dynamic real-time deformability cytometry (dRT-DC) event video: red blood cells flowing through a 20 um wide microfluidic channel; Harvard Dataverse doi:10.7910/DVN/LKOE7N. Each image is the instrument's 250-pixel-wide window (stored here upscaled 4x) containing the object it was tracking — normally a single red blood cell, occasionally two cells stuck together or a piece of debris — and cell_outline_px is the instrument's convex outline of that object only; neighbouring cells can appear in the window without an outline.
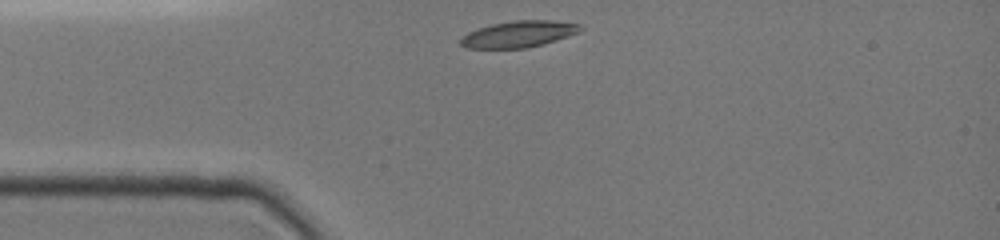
{"species": "common noctule bat (a hibernating species)", "species_latin": "Nyctalus noctula", "temperature_condition": "cold", "stored_images_in_passage": 30, "camera_frame_rate_fps": 3000, "um_per_image_px": 0.085, "animal": {"sex": "female", "body_mass_g": 19.0, "forearm_length_mm": 51.5}, "frame": {"image": 1, "passage_image": 1, "time_ms": 0.0, "image_size_px": [1000, 240], "cell_outline_px": [[584, 28], [580, 32], [544, 44], [528, 48], [468, 48], [460, 44], [460, 40], [468, 32], [492, 24], [516, 20], [552, 20], [580, 24]], "centroid_in_image_um": [44.14, 2.9], "position_along_channel_um": 40.9, "area_um2": 18.38}}
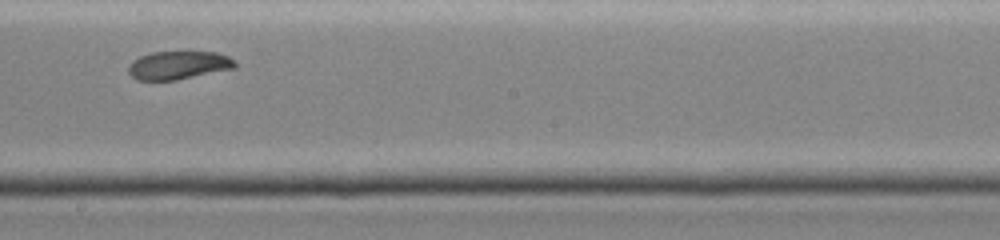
{"frame": {"image": 2, "passage_image": 17, "time_ms": 5.333, "image_size_px": [1000, 240], "cell_outline_px": [[236, 68], [176, 80], [136, 80], [128, 72], [128, 64], [132, 60], [140, 56], [152, 52], [216, 52], [228, 56], [236, 64]], "centroid_in_image_um": [15.13, 5.55], "position_along_channel_um": 233.1, "area_um2": 17.57}}
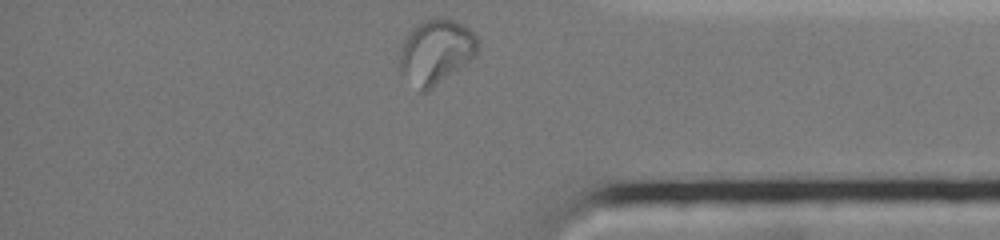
{"frame": {"image": 3, "passage_image": 30, "time_ms": 9.667, "image_size_px": [1000, 240], "cell_outline_px": [[480, 40], [476, 52], [464, 64], [428, 92], [420, 92], [400, 72], [400, 52], [404, 40], [408, 32], [416, 24], [424, 20], [436, 16], [452, 20], [464, 24]], "centroid_in_image_um": [37.03, 4.38], "position_along_channel_um": 398.2, "area_um2": 29.3}, "authors_computed_cell_mechanics": {"area_um2": 19.074, "velocity_mm_per_s": 3.9202, "shape_relaxation_time_tau1_ms": null, "shape_relaxation_time_tau2_ms": 2.3794, "deformation_change_tau1": null, "deformation_change_tau2": 0.0473}}